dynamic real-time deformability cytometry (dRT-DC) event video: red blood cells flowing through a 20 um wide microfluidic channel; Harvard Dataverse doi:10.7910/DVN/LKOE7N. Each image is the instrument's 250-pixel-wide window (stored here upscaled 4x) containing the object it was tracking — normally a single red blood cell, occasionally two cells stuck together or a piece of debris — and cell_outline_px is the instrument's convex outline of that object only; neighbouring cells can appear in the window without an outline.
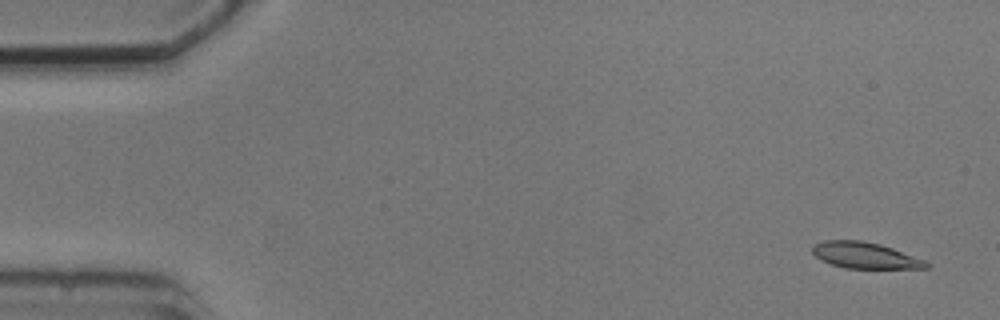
{"species": "common noctule bat (a hibernating species)", "species_latin": "Nyctalus noctula", "temperature_condition": "cold", "stored_images_in_passage": 7, "camera_frame_rate_fps": 3000, "um_per_image_px": 0.085, "animal": {"sex": "male", "body_mass_g": 20.5, "forearm_length_mm": 52.5}, "frame": {"image": 1, "passage_image": 1, "time_ms": 0.0, "image_size_px": [1000, 320], "cell_outline_px": [[932, 264], [928, 268], [844, 268], [832, 264], [816, 256], [812, 252], [812, 244], [824, 240], [860, 240], [880, 244], [892, 248], [924, 260]], "centroid_in_image_um": [73.52, 21.7], "position_along_channel_um": 11.5, "area_um2": 17.22}}
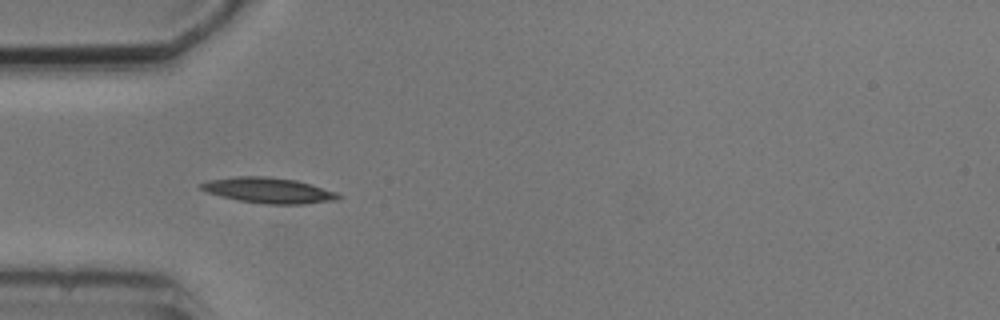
{"frame": {"image": 2, "passage_image": 5, "time_ms": 4.667, "image_size_px": [1000, 320], "cell_outline_px": [[344, 196], [336, 200], [304, 204], [264, 204], [240, 200], [208, 192], [200, 188], [196, 184], [208, 180], [236, 176], [264, 176], [296, 180], [312, 184], [336, 192]], "centroid_in_image_um": [22.85, 16.17], "position_along_channel_um": 62.1, "area_um2": 20.4}}
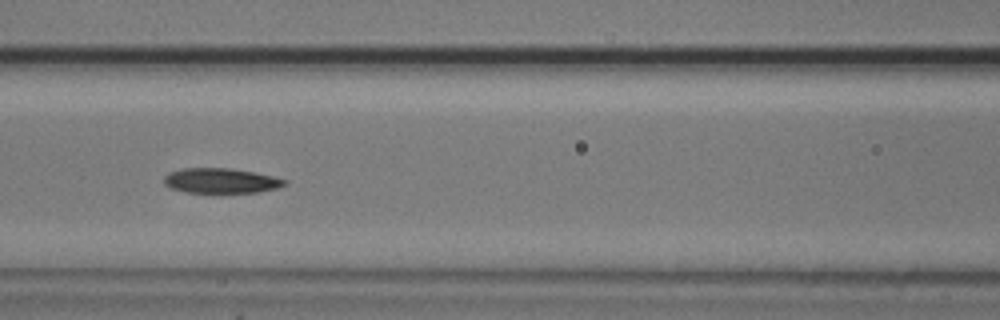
{"frame": {"image": 3, "passage_image": 7, "time_ms": 7.0, "image_size_px": [1000, 320], "cell_outline_px": [[288, 184], [276, 188], [260, 192], [184, 192], [168, 188], [164, 184], [164, 176], [168, 172], [180, 168], [228, 168], [252, 172], [272, 176], [288, 180]], "centroid_in_image_um": [18.73, 15.36], "position_along_channel_um": 147.9, "area_um2": 17.63}}